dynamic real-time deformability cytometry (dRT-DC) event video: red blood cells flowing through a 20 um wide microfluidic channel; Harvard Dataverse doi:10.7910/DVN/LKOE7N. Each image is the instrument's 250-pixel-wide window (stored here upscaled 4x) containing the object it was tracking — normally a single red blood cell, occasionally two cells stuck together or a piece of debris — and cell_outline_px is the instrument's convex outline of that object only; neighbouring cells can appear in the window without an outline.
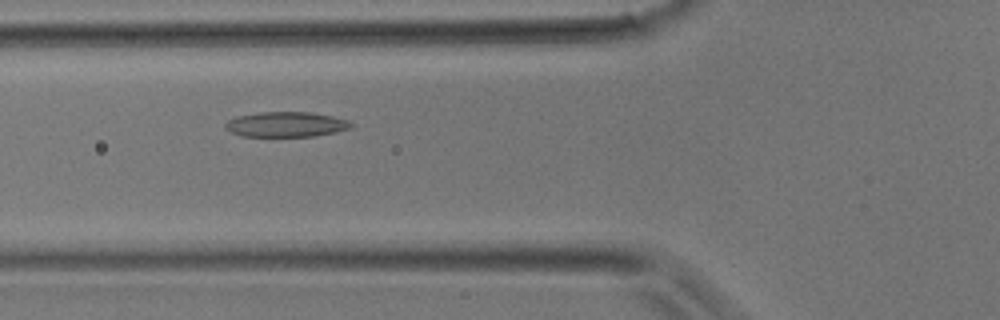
{"species": "common noctule bat (a hibernating species)", "species_latin": "Nyctalus noctula", "temperature_condition": "room temperature", "stored_images_in_passage": 37, "camera_frame_rate_fps": 3000, "um_per_image_px": 0.085, "animal": {"sex": "male", "body_mass_g": 17.9}, "frame": {"image": 1, "passage_image": 11, "time_ms": 3.333, "image_size_px": [1000, 320], "cell_outline_px": [[352, 128], [336, 132], [316, 136], [240, 136], [224, 128], [224, 124], [228, 120], [236, 116], [264, 112], [308, 112], [332, 116], [348, 120], [352, 124]], "centroid_in_image_um": [24.31, 10.58], "position_along_channel_um": 101.5, "area_um2": 18.38}}
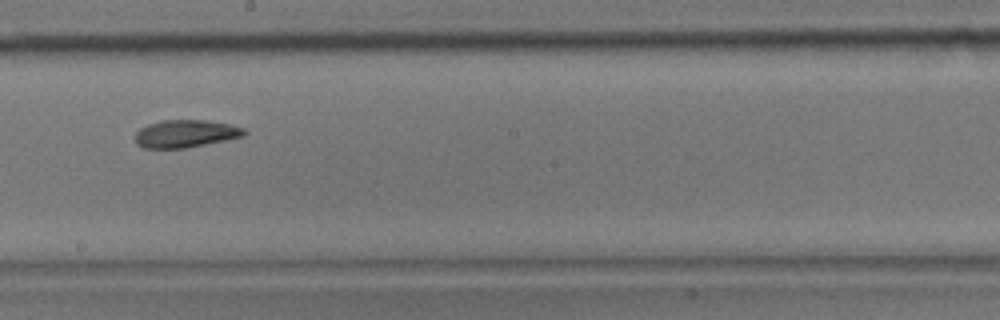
{"frame": {"image": 2, "passage_image": 19, "time_ms": 6.0, "image_size_px": [1000, 320], "cell_outline_px": [[248, 132], [244, 136], [188, 148], [144, 148], [136, 144], [136, 132], [140, 128], [148, 124], [160, 120], [208, 120], [228, 124], [244, 128]], "centroid_in_image_um": [15.78, 11.36], "position_along_channel_um": 232.4, "area_um2": 17.63}}
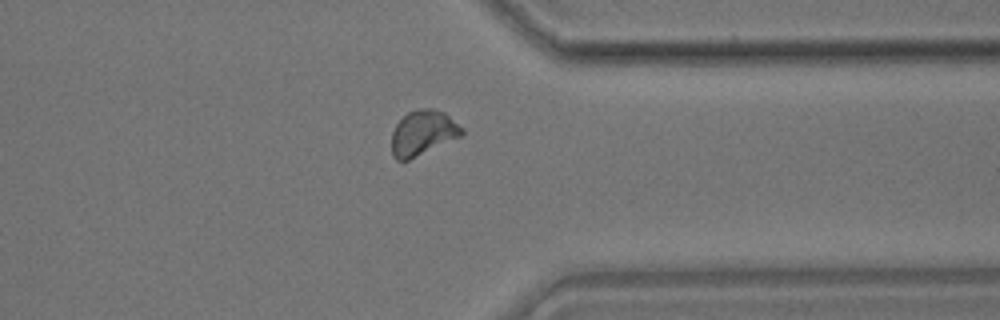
{"frame": {"image": 3, "passage_image": 28, "time_ms": 9.0, "image_size_px": [1000, 320], "cell_outline_px": [[464, 136], [408, 160], [396, 160], [392, 156], [392, 132], [396, 124], [408, 112], [416, 108], [432, 108], [444, 112], [464, 128]], "centroid_in_image_um": [35.98, 11.29], "position_along_channel_um": 375.4, "area_um2": 18.67}}